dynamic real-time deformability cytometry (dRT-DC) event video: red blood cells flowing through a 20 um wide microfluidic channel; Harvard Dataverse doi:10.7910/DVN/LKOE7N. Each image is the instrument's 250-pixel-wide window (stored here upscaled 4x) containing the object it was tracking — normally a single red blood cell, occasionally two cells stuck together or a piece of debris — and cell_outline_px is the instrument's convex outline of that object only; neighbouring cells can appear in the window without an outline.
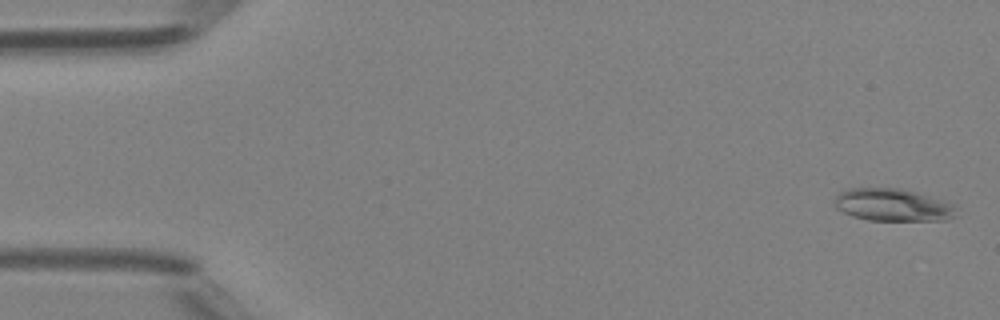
{"species": "Egyptian fruit bat (a non-hibernating species)", "species_latin": "Rousettus aegyptiacus", "temperature_condition": "room temperature", "stored_images_in_passage": 49, "camera_frame_rate_fps": 3000, "um_per_image_px": 0.085, "animal": {"sex": "female"}, "frame": {"image": 1, "passage_image": 2, "time_ms": 0.333, "image_size_px": [1000, 320], "cell_outline_px": [[956, 216], [948, 220], [868, 220], [852, 216], [836, 208], [832, 200], [840, 192], [848, 188], [896, 188], [916, 192], [956, 204]], "centroid_in_image_um": [75.89, 17.42], "position_along_channel_um": 9.1, "area_um2": 23.18}}
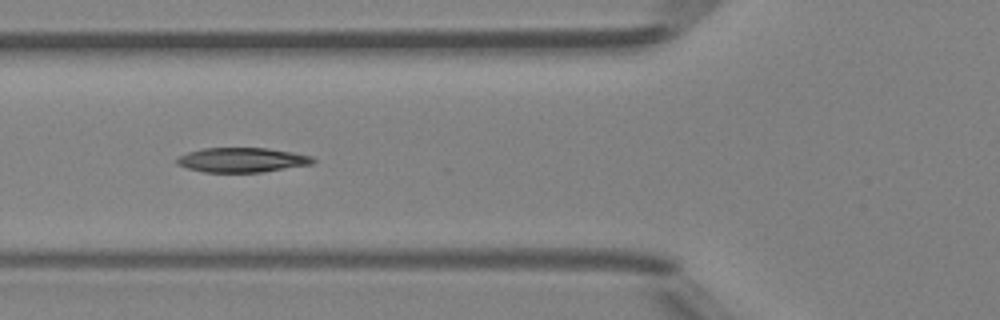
{"frame": {"image": 2, "passage_image": 19, "time_ms": 6.0, "image_size_px": [1000, 320], "cell_outline_px": [[316, 160], [312, 164], [260, 172], [204, 172], [188, 168], [176, 164], [176, 160], [180, 156], [188, 152], [204, 148], [268, 148], [292, 152], [312, 156]], "centroid_in_image_um": [20.58, 13.59], "position_along_channel_um": 105.2, "area_um2": 19.36}}
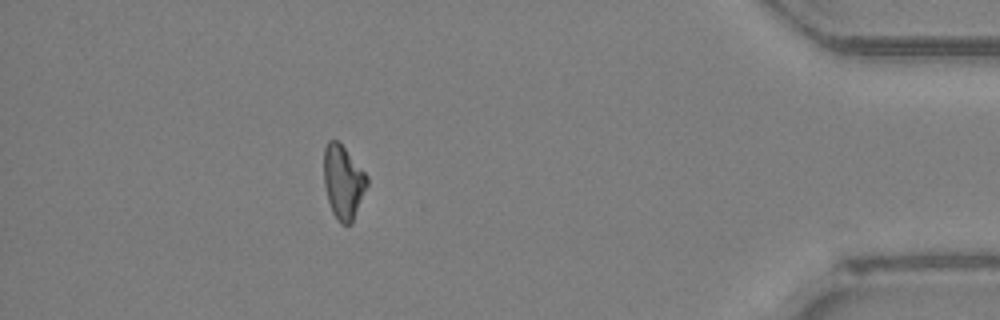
{"frame": {"image": 3, "passage_image": 44, "time_ms": 14.333, "image_size_px": [1000, 320], "cell_outline_px": [[368, 184], [352, 224], [340, 224], [336, 220], [332, 212], [328, 200], [324, 184], [324, 148], [328, 140], [336, 140], [344, 148], [368, 176]], "centroid_in_image_um": [29.17, 15.51], "position_along_channel_um": 406.0, "area_um2": 18.5}, "authors_computed_cell_mechanics": {"area_um2": 19.4786, "velocity_mm_per_s": 4.2262, "shape_relaxation_time_tau1_ms": 9.2118, "shape_relaxation_time_tau2_ms": null, "deformation_change_tau1": 0.2292, "deformation_change_tau2": null}}